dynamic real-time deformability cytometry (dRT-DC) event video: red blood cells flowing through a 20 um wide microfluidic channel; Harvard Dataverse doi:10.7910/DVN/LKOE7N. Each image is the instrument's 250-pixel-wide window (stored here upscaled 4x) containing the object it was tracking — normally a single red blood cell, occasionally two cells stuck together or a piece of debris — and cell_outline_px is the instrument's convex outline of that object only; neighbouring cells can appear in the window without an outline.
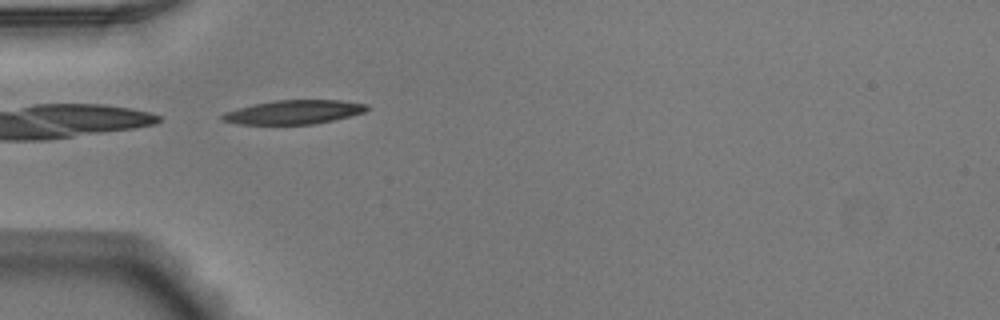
{"species": "Egyptian fruit bat (a non-hibernating species)", "species_latin": "Rousettus aegyptiacus", "temperature_condition": "warm", "stored_images_in_passage": 36, "camera_frame_rate_fps": 3000, "um_per_image_px": 0.085, "animal": {"sex": "male"}, "frame": {"image": 1, "passage_image": 1, "time_ms": 0.0, "image_size_px": [1000, 320], "cell_outline_px": [[368, 108], [364, 112], [332, 120], [312, 124], [240, 124], [220, 120], [220, 116], [224, 112], [256, 104], [276, 100], [344, 100], [368, 104]], "centroid_in_image_um": [24.98, 9.52], "position_along_channel_um": 60.0, "area_um2": 19.94}}
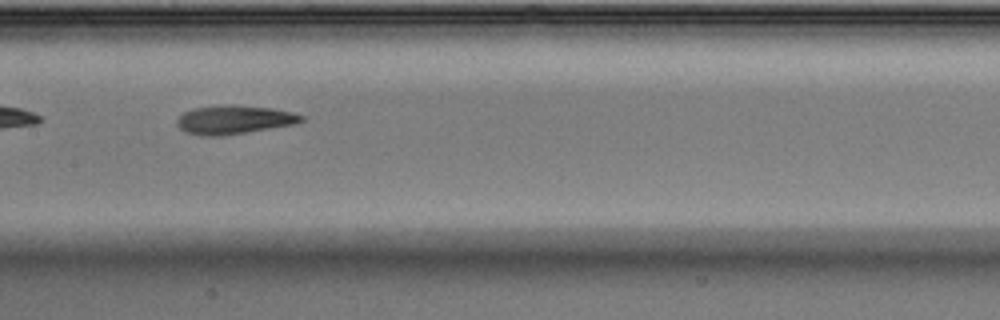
{"frame": {"image": 2, "passage_image": 11, "time_ms": 3.333, "image_size_px": [1000, 320], "cell_outline_px": [[304, 120], [296, 124], [220, 136], [200, 136], [188, 132], [180, 128], [176, 124], [176, 120], [184, 112], [196, 108], [220, 104], [236, 104], [272, 108], [292, 112], [304, 116]], "centroid_in_image_um": [19.9, 10.16], "position_along_channel_um": 187.5, "area_um2": 20.87}}
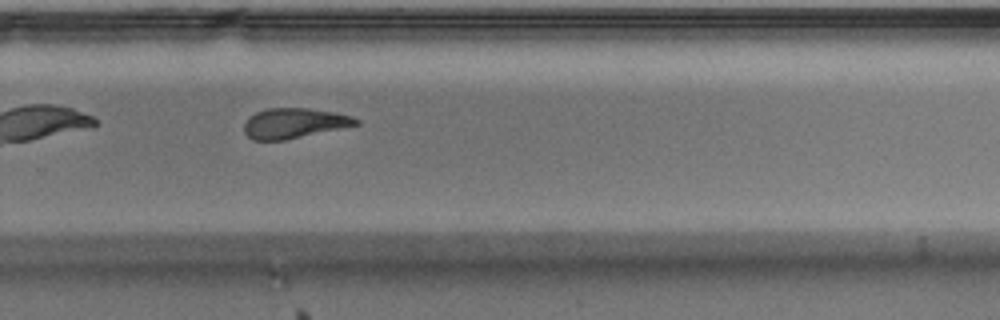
{"frame": {"image": 3, "passage_image": 20, "time_ms": 6.333, "image_size_px": [1000, 320], "cell_outline_px": [[360, 124], [284, 140], [252, 140], [244, 132], [244, 124], [248, 116], [256, 112], [268, 108], [308, 108], [332, 112], [352, 116], [360, 120]], "centroid_in_image_um": [24.97, 10.47], "position_along_channel_um": 304.8, "area_um2": 19.54}, "authors_computed_cell_mechanics": {"area_um2": 20.6057, "velocity_mm_per_s": 3.9236, "shape_relaxation_time_tau1_ms": 5.7143, "shape_relaxation_time_tau2_ms": 3.7451, "deformation_change_tau1": 0.2039, "deformation_change_tau2": 0.1364}}